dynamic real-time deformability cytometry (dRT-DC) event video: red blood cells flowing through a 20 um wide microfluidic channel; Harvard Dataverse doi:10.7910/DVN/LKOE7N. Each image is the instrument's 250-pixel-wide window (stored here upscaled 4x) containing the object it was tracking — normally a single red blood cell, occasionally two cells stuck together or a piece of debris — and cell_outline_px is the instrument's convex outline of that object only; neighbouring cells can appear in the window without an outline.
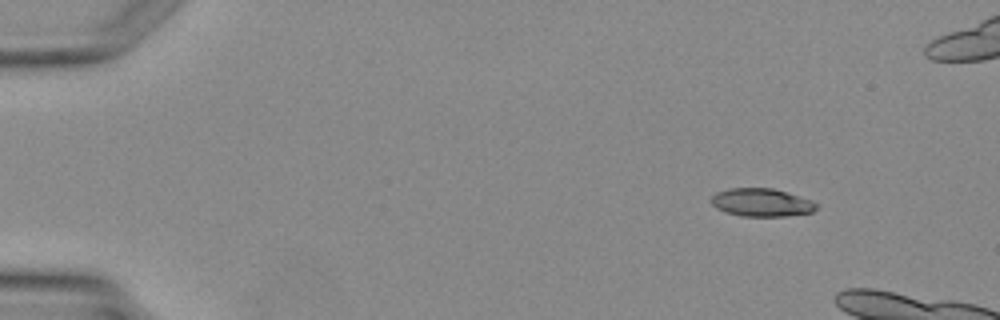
{"species": "Egyptian fruit bat (a non-hibernating species)", "species_latin": "Rousettus aegyptiacus", "temperature_condition": "warm", "stored_images_in_passage": 3, "camera_frame_rate_fps": 3000, "um_per_image_px": 0.085, "animal": {"sex": "female"}, "frame": {"image": 1, "passage_image": 1, "time_ms": 0.0, "image_size_px": [1000, 320], "cell_outline_px": [[816, 208], [812, 212], [784, 216], [740, 216], [724, 212], [716, 208], [712, 204], [712, 196], [716, 192], [728, 188], [772, 188], [808, 200], [816, 204]], "centroid_in_image_um": [64.64, 17.22], "position_along_channel_um": 20.4, "area_um2": 16.88}}